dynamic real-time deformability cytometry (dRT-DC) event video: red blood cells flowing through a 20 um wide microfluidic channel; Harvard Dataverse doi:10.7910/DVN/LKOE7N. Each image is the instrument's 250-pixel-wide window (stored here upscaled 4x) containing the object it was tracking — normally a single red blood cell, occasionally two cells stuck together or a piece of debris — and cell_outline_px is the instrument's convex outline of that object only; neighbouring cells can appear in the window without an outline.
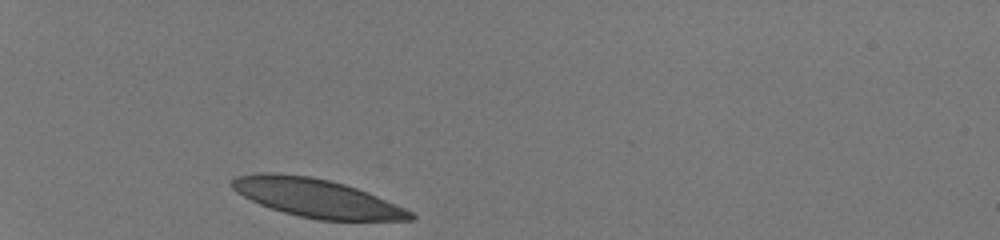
{"species": "human", "species_latin": "Homo sapiens", "temperature_condition": "room temperature", "stored_images_in_passage": 30, "camera_frame_rate_fps": 3000, "um_per_image_px": 0.085, "donor": {"sex": "male"}, "frame": {"image": 1, "passage_image": 1, "time_ms": 0.0, "image_size_px": [1000, 240], "cell_outline_px": [[416, 216], [412, 220], [320, 220], [300, 216], [284, 212], [260, 204], [236, 192], [232, 188], [232, 180], [236, 176], [260, 172], [268, 172], [312, 176], [344, 184], [368, 192], [404, 208], [412, 212]], "centroid_in_image_um": [26.9, 16.82], "position_along_channel_um": 58.1, "area_um2": 39.54}}
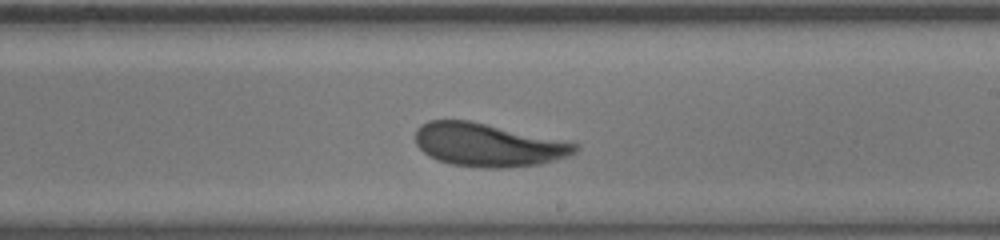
{"frame": {"image": 2, "passage_image": 18, "time_ms": 5.667, "image_size_px": [1000, 240], "cell_outline_px": [[580, 148], [576, 152], [568, 156], [540, 164], [504, 168], [484, 168], [452, 164], [436, 160], [428, 156], [416, 144], [416, 128], [420, 124], [428, 120], [468, 120], [580, 144]], "centroid_in_image_um": [41.46, 12.32], "position_along_channel_um": 247.5, "area_um2": 40.11}}
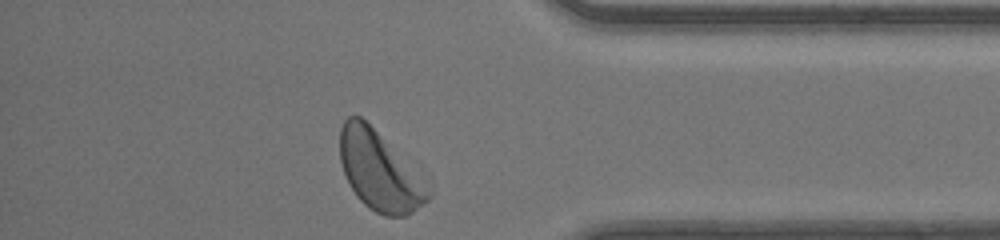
{"frame": {"image": 3, "passage_image": 30, "time_ms": 9.667, "image_size_px": [1000, 240], "cell_outline_px": [[432, 192], [428, 200], [408, 216], [384, 216], [368, 208], [356, 196], [344, 172], [340, 160], [340, 128], [344, 120], [348, 116], [360, 116], [432, 180]], "centroid_in_image_um": [32.37, 14.54], "position_along_channel_um": 402.8, "area_um2": 41.91}, "authors_computed_cell_mechanics": {"area_um2": 40.1421, "velocity_mm_per_s": 4.0966, "shape_relaxation_time_tau1_ms": 2.4853, "shape_relaxation_time_tau2_ms": 1.7185, "deformation_change_tau1": 0.1263, "deformation_change_tau2": 0.0962}}